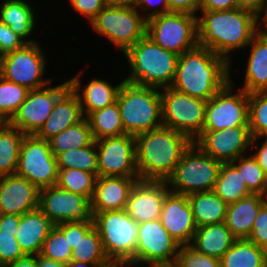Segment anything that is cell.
<instances>
[{
	"label": "cell",
	"instance_id": "cell-14",
	"mask_svg": "<svg viewBox=\"0 0 267 267\" xmlns=\"http://www.w3.org/2000/svg\"><path fill=\"white\" fill-rule=\"evenodd\" d=\"M52 83L41 89L29 90L25 101L7 123L25 135H35L50 116L57 99L69 88L67 78L61 84L59 81V85Z\"/></svg>",
	"mask_w": 267,
	"mask_h": 267
},
{
	"label": "cell",
	"instance_id": "cell-21",
	"mask_svg": "<svg viewBox=\"0 0 267 267\" xmlns=\"http://www.w3.org/2000/svg\"><path fill=\"white\" fill-rule=\"evenodd\" d=\"M39 189L17 174L0 177V214H16L38 208Z\"/></svg>",
	"mask_w": 267,
	"mask_h": 267
},
{
	"label": "cell",
	"instance_id": "cell-31",
	"mask_svg": "<svg viewBox=\"0 0 267 267\" xmlns=\"http://www.w3.org/2000/svg\"><path fill=\"white\" fill-rule=\"evenodd\" d=\"M197 228L225 222L227 204L213 191L188 195Z\"/></svg>",
	"mask_w": 267,
	"mask_h": 267
},
{
	"label": "cell",
	"instance_id": "cell-32",
	"mask_svg": "<svg viewBox=\"0 0 267 267\" xmlns=\"http://www.w3.org/2000/svg\"><path fill=\"white\" fill-rule=\"evenodd\" d=\"M267 250L248 239H236L220 259V267H265Z\"/></svg>",
	"mask_w": 267,
	"mask_h": 267
},
{
	"label": "cell",
	"instance_id": "cell-59",
	"mask_svg": "<svg viewBox=\"0 0 267 267\" xmlns=\"http://www.w3.org/2000/svg\"><path fill=\"white\" fill-rule=\"evenodd\" d=\"M263 205L267 208V183L264 186L263 192L261 193Z\"/></svg>",
	"mask_w": 267,
	"mask_h": 267
},
{
	"label": "cell",
	"instance_id": "cell-28",
	"mask_svg": "<svg viewBox=\"0 0 267 267\" xmlns=\"http://www.w3.org/2000/svg\"><path fill=\"white\" fill-rule=\"evenodd\" d=\"M262 205L261 194H250L227 206L225 224L236 239H248Z\"/></svg>",
	"mask_w": 267,
	"mask_h": 267
},
{
	"label": "cell",
	"instance_id": "cell-38",
	"mask_svg": "<svg viewBox=\"0 0 267 267\" xmlns=\"http://www.w3.org/2000/svg\"><path fill=\"white\" fill-rule=\"evenodd\" d=\"M58 169H79L98 177L97 148L95 140L88 146L68 149L56 156Z\"/></svg>",
	"mask_w": 267,
	"mask_h": 267
},
{
	"label": "cell",
	"instance_id": "cell-39",
	"mask_svg": "<svg viewBox=\"0 0 267 267\" xmlns=\"http://www.w3.org/2000/svg\"><path fill=\"white\" fill-rule=\"evenodd\" d=\"M57 185L65 190L92 199L97 177L87 171L79 169H58Z\"/></svg>",
	"mask_w": 267,
	"mask_h": 267
},
{
	"label": "cell",
	"instance_id": "cell-11",
	"mask_svg": "<svg viewBox=\"0 0 267 267\" xmlns=\"http://www.w3.org/2000/svg\"><path fill=\"white\" fill-rule=\"evenodd\" d=\"M163 126L186 135L192 142L201 134L207 101L171 87L160 90Z\"/></svg>",
	"mask_w": 267,
	"mask_h": 267
},
{
	"label": "cell",
	"instance_id": "cell-34",
	"mask_svg": "<svg viewBox=\"0 0 267 267\" xmlns=\"http://www.w3.org/2000/svg\"><path fill=\"white\" fill-rule=\"evenodd\" d=\"M227 205L249 196L251 193L245 185L241 172L232 163H222L212 190Z\"/></svg>",
	"mask_w": 267,
	"mask_h": 267
},
{
	"label": "cell",
	"instance_id": "cell-41",
	"mask_svg": "<svg viewBox=\"0 0 267 267\" xmlns=\"http://www.w3.org/2000/svg\"><path fill=\"white\" fill-rule=\"evenodd\" d=\"M232 164L241 172L246 188L251 194H261L263 192L267 183V174L251 153L240 156Z\"/></svg>",
	"mask_w": 267,
	"mask_h": 267
},
{
	"label": "cell",
	"instance_id": "cell-25",
	"mask_svg": "<svg viewBox=\"0 0 267 267\" xmlns=\"http://www.w3.org/2000/svg\"><path fill=\"white\" fill-rule=\"evenodd\" d=\"M249 51L243 70V84L237 86L245 92H267V35L257 33L246 47Z\"/></svg>",
	"mask_w": 267,
	"mask_h": 267
},
{
	"label": "cell",
	"instance_id": "cell-44",
	"mask_svg": "<svg viewBox=\"0 0 267 267\" xmlns=\"http://www.w3.org/2000/svg\"><path fill=\"white\" fill-rule=\"evenodd\" d=\"M179 267H220V260L198 252L190 245H180L175 262Z\"/></svg>",
	"mask_w": 267,
	"mask_h": 267
},
{
	"label": "cell",
	"instance_id": "cell-49",
	"mask_svg": "<svg viewBox=\"0 0 267 267\" xmlns=\"http://www.w3.org/2000/svg\"><path fill=\"white\" fill-rule=\"evenodd\" d=\"M250 153L256 159L263 171L267 174V138L252 137Z\"/></svg>",
	"mask_w": 267,
	"mask_h": 267
},
{
	"label": "cell",
	"instance_id": "cell-58",
	"mask_svg": "<svg viewBox=\"0 0 267 267\" xmlns=\"http://www.w3.org/2000/svg\"><path fill=\"white\" fill-rule=\"evenodd\" d=\"M65 267H97L95 264H88L79 261H70L65 264Z\"/></svg>",
	"mask_w": 267,
	"mask_h": 267
},
{
	"label": "cell",
	"instance_id": "cell-20",
	"mask_svg": "<svg viewBox=\"0 0 267 267\" xmlns=\"http://www.w3.org/2000/svg\"><path fill=\"white\" fill-rule=\"evenodd\" d=\"M160 220L180 245L191 243L197 227L186 195L169 190L162 204Z\"/></svg>",
	"mask_w": 267,
	"mask_h": 267
},
{
	"label": "cell",
	"instance_id": "cell-52",
	"mask_svg": "<svg viewBox=\"0 0 267 267\" xmlns=\"http://www.w3.org/2000/svg\"><path fill=\"white\" fill-rule=\"evenodd\" d=\"M238 8V0H200L199 11H223Z\"/></svg>",
	"mask_w": 267,
	"mask_h": 267
},
{
	"label": "cell",
	"instance_id": "cell-19",
	"mask_svg": "<svg viewBox=\"0 0 267 267\" xmlns=\"http://www.w3.org/2000/svg\"><path fill=\"white\" fill-rule=\"evenodd\" d=\"M168 191L166 181L138 180L130 191L125 209L138 224L160 219Z\"/></svg>",
	"mask_w": 267,
	"mask_h": 267
},
{
	"label": "cell",
	"instance_id": "cell-37",
	"mask_svg": "<svg viewBox=\"0 0 267 267\" xmlns=\"http://www.w3.org/2000/svg\"><path fill=\"white\" fill-rule=\"evenodd\" d=\"M50 149L56 157L68 149H78L90 145L94 139L86 118L53 136L49 140Z\"/></svg>",
	"mask_w": 267,
	"mask_h": 267
},
{
	"label": "cell",
	"instance_id": "cell-45",
	"mask_svg": "<svg viewBox=\"0 0 267 267\" xmlns=\"http://www.w3.org/2000/svg\"><path fill=\"white\" fill-rule=\"evenodd\" d=\"M27 43L18 36L10 26L6 25L0 20V57L21 49Z\"/></svg>",
	"mask_w": 267,
	"mask_h": 267
},
{
	"label": "cell",
	"instance_id": "cell-16",
	"mask_svg": "<svg viewBox=\"0 0 267 267\" xmlns=\"http://www.w3.org/2000/svg\"><path fill=\"white\" fill-rule=\"evenodd\" d=\"M98 176L139 178L136 166L135 137L125 134L95 141Z\"/></svg>",
	"mask_w": 267,
	"mask_h": 267
},
{
	"label": "cell",
	"instance_id": "cell-15",
	"mask_svg": "<svg viewBox=\"0 0 267 267\" xmlns=\"http://www.w3.org/2000/svg\"><path fill=\"white\" fill-rule=\"evenodd\" d=\"M179 247L160 219L142 222L138 224L135 267L175 263Z\"/></svg>",
	"mask_w": 267,
	"mask_h": 267
},
{
	"label": "cell",
	"instance_id": "cell-33",
	"mask_svg": "<svg viewBox=\"0 0 267 267\" xmlns=\"http://www.w3.org/2000/svg\"><path fill=\"white\" fill-rule=\"evenodd\" d=\"M86 119L89 122L95 141L105 137H119L126 134L117 101L102 109L91 112Z\"/></svg>",
	"mask_w": 267,
	"mask_h": 267
},
{
	"label": "cell",
	"instance_id": "cell-55",
	"mask_svg": "<svg viewBox=\"0 0 267 267\" xmlns=\"http://www.w3.org/2000/svg\"><path fill=\"white\" fill-rule=\"evenodd\" d=\"M36 263L37 267H65L64 263L45 258L40 254L36 255Z\"/></svg>",
	"mask_w": 267,
	"mask_h": 267
},
{
	"label": "cell",
	"instance_id": "cell-9",
	"mask_svg": "<svg viewBox=\"0 0 267 267\" xmlns=\"http://www.w3.org/2000/svg\"><path fill=\"white\" fill-rule=\"evenodd\" d=\"M146 36L177 55L198 46L197 15L168 12L146 22Z\"/></svg>",
	"mask_w": 267,
	"mask_h": 267
},
{
	"label": "cell",
	"instance_id": "cell-13",
	"mask_svg": "<svg viewBox=\"0 0 267 267\" xmlns=\"http://www.w3.org/2000/svg\"><path fill=\"white\" fill-rule=\"evenodd\" d=\"M58 165L49 141L35 135H25L21 145L15 174L26 178L38 189L56 185Z\"/></svg>",
	"mask_w": 267,
	"mask_h": 267
},
{
	"label": "cell",
	"instance_id": "cell-30",
	"mask_svg": "<svg viewBox=\"0 0 267 267\" xmlns=\"http://www.w3.org/2000/svg\"><path fill=\"white\" fill-rule=\"evenodd\" d=\"M71 261L95 264L97 267L111 264L92 218L80 221V239L72 250Z\"/></svg>",
	"mask_w": 267,
	"mask_h": 267
},
{
	"label": "cell",
	"instance_id": "cell-5",
	"mask_svg": "<svg viewBox=\"0 0 267 267\" xmlns=\"http://www.w3.org/2000/svg\"><path fill=\"white\" fill-rule=\"evenodd\" d=\"M92 219L109 261L120 267H135L138 223L126 209L95 213Z\"/></svg>",
	"mask_w": 267,
	"mask_h": 267
},
{
	"label": "cell",
	"instance_id": "cell-4",
	"mask_svg": "<svg viewBox=\"0 0 267 267\" xmlns=\"http://www.w3.org/2000/svg\"><path fill=\"white\" fill-rule=\"evenodd\" d=\"M124 56L130 70L123 78L125 82L159 90L171 87L179 55L162 48L145 35Z\"/></svg>",
	"mask_w": 267,
	"mask_h": 267
},
{
	"label": "cell",
	"instance_id": "cell-22",
	"mask_svg": "<svg viewBox=\"0 0 267 267\" xmlns=\"http://www.w3.org/2000/svg\"><path fill=\"white\" fill-rule=\"evenodd\" d=\"M83 68L76 76L67 78L70 89L78 96L82 112L86 118L91 112L102 109L116 102L118 91L124 80L112 84L109 80L94 77L86 84L82 83Z\"/></svg>",
	"mask_w": 267,
	"mask_h": 267
},
{
	"label": "cell",
	"instance_id": "cell-6",
	"mask_svg": "<svg viewBox=\"0 0 267 267\" xmlns=\"http://www.w3.org/2000/svg\"><path fill=\"white\" fill-rule=\"evenodd\" d=\"M116 101L126 134L135 137L163 126L159 89L123 81Z\"/></svg>",
	"mask_w": 267,
	"mask_h": 267
},
{
	"label": "cell",
	"instance_id": "cell-24",
	"mask_svg": "<svg viewBox=\"0 0 267 267\" xmlns=\"http://www.w3.org/2000/svg\"><path fill=\"white\" fill-rule=\"evenodd\" d=\"M84 118L78 96L69 87L57 99L50 116L35 136L48 141L53 136L77 124Z\"/></svg>",
	"mask_w": 267,
	"mask_h": 267
},
{
	"label": "cell",
	"instance_id": "cell-8",
	"mask_svg": "<svg viewBox=\"0 0 267 267\" xmlns=\"http://www.w3.org/2000/svg\"><path fill=\"white\" fill-rule=\"evenodd\" d=\"M147 20L136 7L105 6L89 23L94 33L124 54L146 35Z\"/></svg>",
	"mask_w": 267,
	"mask_h": 267
},
{
	"label": "cell",
	"instance_id": "cell-12",
	"mask_svg": "<svg viewBox=\"0 0 267 267\" xmlns=\"http://www.w3.org/2000/svg\"><path fill=\"white\" fill-rule=\"evenodd\" d=\"M232 78L230 75V81L207 101L203 130L249 126L248 93L236 89Z\"/></svg>",
	"mask_w": 267,
	"mask_h": 267
},
{
	"label": "cell",
	"instance_id": "cell-51",
	"mask_svg": "<svg viewBox=\"0 0 267 267\" xmlns=\"http://www.w3.org/2000/svg\"><path fill=\"white\" fill-rule=\"evenodd\" d=\"M55 226L64 234V236H67L69 245L73 250L80 239V221L63 222Z\"/></svg>",
	"mask_w": 267,
	"mask_h": 267
},
{
	"label": "cell",
	"instance_id": "cell-29",
	"mask_svg": "<svg viewBox=\"0 0 267 267\" xmlns=\"http://www.w3.org/2000/svg\"><path fill=\"white\" fill-rule=\"evenodd\" d=\"M235 240L225 222H221L196 228L189 245L200 253L220 260Z\"/></svg>",
	"mask_w": 267,
	"mask_h": 267
},
{
	"label": "cell",
	"instance_id": "cell-36",
	"mask_svg": "<svg viewBox=\"0 0 267 267\" xmlns=\"http://www.w3.org/2000/svg\"><path fill=\"white\" fill-rule=\"evenodd\" d=\"M19 223L20 215L0 214V264L3 267H9L26 256L15 236Z\"/></svg>",
	"mask_w": 267,
	"mask_h": 267
},
{
	"label": "cell",
	"instance_id": "cell-46",
	"mask_svg": "<svg viewBox=\"0 0 267 267\" xmlns=\"http://www.w3.org/2000/svg\"><path fill=\"white\" fill-rule=\"evenodd\" d=\"M248 240L267 250V208L264 205L259 209Z\"/></svg>",
	"mask_w": 267,
	"mask_h": 267
},
{
	"label": "cell",
	"instance_id": "cell-26",
	"mask_svg": "<svg viewBox=\"0 0 267 267\" xmlns=\"http://www.w3.org/2000/svg\"><path fill=\"white\" fill-rule=\"evenodd\" d=\"M34 7L33 2L29 0H3L0 4V20L10 26L27 44L38 42L33 38L39 23V12L35 13Z\"/></svg>",
	"mask_w": 267,
	"mask_h": 267
},
{
	"label": "cell",
	"instance_id": "cell-47",
	"mask_svg": "<svg viewBox=\"0 0 267 267\" xmlns=\"http://www.w3.org/2000/svg\"><path fill=\"white\" fill-rule=\"evenodd\" d=\"M69 6L90 23L106 6L104 0H68Z\"/></svg>",
	"mask_w": 267,
	"mask_h": 267
},
{
	"label": "cell",
	"instance_id": "cell-27",
	"mask_svg": "<svg viewBox=\"0 0 267 267\" xmlns=\"http://www.w3.org/2000/svg\"><path fill=\"white\" fill-rule=\"evenodd\" d=\"M54 227L55 224L37 208L20 216L16 240L26 255H38Z\"/></svg>",
	"mask_w": 267,
	"mask_h": 267
},
{
	"label": "cell",
	"instance_id": "cell-35",
	"mask_svg": "<svg viewBox=\"0 0 267 267\" xmlns=\"http://www.w3.org/2000/svg\"><path fill=\"white\" fill-rule=\"evenodd\" d=\"M25 134L7 122L0 124V177L15 174Z\"/></svg>",
	"mask_w": 267,
	"mask_h": 267
},
{
	"label": "cell",
	"instance_id": "cell-61",
	"mask_svg": "<svg viewBox=\"0 0 267 267\" xmlns=\"http://www.w3.org/2000/svg\"><path fill=\"white\" fill-rule=\"evenodd\" d=\"M103 267H120V266L117 264L111 263L110 265L103 266Z\"/></svg>",
	"mask_w": 267,
	"mask_h": 267
},
{
	"label": "cell",
	"instance_id": "cell-60",
	"mask_svg": "<svg viewBox=\"0 0 267 267\" xmlns=\"http://www.w3.org/2000/svg\"><path fill=\"white\" fill-rule=\"evenodd\" d=\"M148 267H179L176 263L153 264Z\"/></svg>",
	"mask_w": 267,
	"mask_h": 267
},
{
	"label": "cell",
	"instance_id": "cell-17",
	"mask_svg": "<svg viewBox=\"0 0 267 267\" xmlns=\"http://www.w3.org/2000/svg\"><path fill=\"white\" fill-rule=\"evenodd\" d=\"M38 208L55 225L92 218L91 201L57 184L39 189Z\"/></svg>",
	"mask_w": 267,
	"mask_h": 267
},
{
	"label": "cell",
	"instance_id": "cell-3",
	"mask_svg": "<svg viewBox=\"0 0 267 267\" xmlns=\"http://www.w3.org/2000/svg\"><path fill=\"white\" fill-rule=\"evenodd\" d=\"M191 143L186 135L165 126L135 136L139 180L167 181Z\"/></svg>",
	"mask_w": 267,
	"mask_h": 267
},
{
	"label": "cell",
	"instance_id": "cell-42",
	"mask_svg": "<svg viewBox=\"0 0 267 267\" xmlns=\"http://www.w3.org/2000/svg\"><path fill=\"white\" fill-rule=\"evenodd\" d=\"M248 104L252 136L267 138V92L249 93Z\"/></svg>",
	"mask_w": 267,
	"mask_h": 267
},
{
	"label": "cell",
	"instance_id": "cell-18",
	"mask_svg": "<svg viewBox=\"0 0 267 267\" xmlns=\"http://www.w3.org/2000/svg\"><path fill=\"white\" fill-rule=\"evenodd\" d=\"M252 137L249 126H237L216 131L203 130L193 142L216 161L232 163L250 153Z\"/></svg>",
	"mask_w": 267,
	"mask_h": 267
},
{
	"label": "cell",
	"instance_id": "cell-48",
	"mask_svg": "<svg viewBox=\"0 0 267 267\" xmlns=\"http://www.w3.org/2000/svg\"><path fill=\"white\" fill-rule=\"evenodd\" d=\"M136 9L146 20L170 12L167 0H138Z\"/></svg>",
	"mask_w": 267,
	"mask_h": 267
},
{
	"label": "cell",
	"instance_id": "cell-53",
	"mask_svg": "<svg viewBox=\"0 0 267 267\" xmlns=\"http://www.w3.org/2000/svg\"><path fill=\"white\" fill-rule=\"evenodd\" d=\"M266 0H238V8L252 12L258 16L264 9Z\"/></svg>",
	"mask_w": 267,
	"mask_h": 267
},
{
	"label": "cell",
	"instance_id": "cell-43",
	"mask_svg": "<svg viewBox=\"0 0 267 267\" xmlns=\"http://www.w3.org/2000/svg\"><path fill=\"white\" fill-rule=\"evenodd\" d=\"M40 255L64 264L71 261L72 249L67 236H64L56 226L45 239Z\"/></svg>",
	"mask_w": 267,
	"mask_h": 267
},
{
	"label": "cell",
	"instance_id": "cell-2",
	"mask_svg": "<svg viewBox=\"0 0 267 267\" xmlns=\"http://www.w3.org/2000/svg\"><path fill=\"white\" fill-rule=\"evenodd\" d=\"M230 75L224 57L198 45L178 56L171 88L208 101L230 81Z\"/></svg>",
	"mask_w": 267,
	"mask_h": 267
},
{
	"label": "cell",
	"instance_id": "cell-7",
	"mask_svg": "<svg viewBox=\"0 0 267 267\" xmlns=\"http://www.w3.org/2000/svg\"><path fill=\"white\" fill-rule=\"evenodd\" d=\"M221 164L192 142L183 152L173 174L167 179L168 188L186 196L212 191Z\"/></svg>",
	"mask_w": 267,
	"mask_h": 267
},
{
	"label": "cell",
	"instance_id": "cell-40",
	"mask_svg": "<svg viewBox=\"0 0 267 267\" xmlns=\"http://www.w3.org/2000/svg\"><path fill=\"white\" fill-rule=\"evenodd\" d=\"M29 90L0 75V121L8 122L25 101Z\"/></svg>",
	"mask_w": 267,
	"mask_h": 267
},
{
	"label": "cell",
	"instance_id": "cell-10",
	"mask_svg": "<svg viewBox=\"0 0 267 267\" xmlns=\"http://www.w3.org/2000/svg\"><path fill=\"white\" fill-rule=\"evenodd\" d=\"M41 42L26 44L21 49L0 57V75L7 81L37 90L48 86L53 78H45L47 58Z\"/></svg>",
	"mask_w": 267,
	"mask_h": 267
},
{
	"label": "cell",
	"instance_id": "cell-54",
	"mask_svg": "<svg viewBox=\"0 0 267 267\" xmlns=\"http://www.w3.org/2000/svg\"><path fill=\"white\" fill-rule=\"evenodd\" d=\"M9 267H37L36 255H26L15 261Z\"/></svg>",
	"mask_w": 267,
	"mask_h": 267
},
{
	"label": "cell",
	"instance_id": "cell-57",
	"mask_svg": "<svg viewBox=\"0 0 267 267\" xmlns=\"http://www.w3.org/2000/svg\"><path fill=\"white\" fill-rule=\"evenodd\" d=\"M107 6L113 7H136L138 0H104Z\"/></svg>",
	"mask_w": 267,
	"mask_h": 267
},
{
	"label": "cell",
	"instance_id": "cell-56",
	"mask_svg": "<svg viewBox=\"0 0 267 267\" xmlns=\"http://www.w3.org/2000/svg\"><path fill=\"white\" fill-rule=\"evenodd\" d=\"M258 32L267 35V0L263 11L257 16Z\"/></svg>",
	"mask_w": 267,
	"mask_h": 267
},
{
	"label": "cell",
	"instance_id": "cell-1",
	"mask_svg": "<svg viewBox=\"0 0 267 267\" xmlns=\"http://www.w3.org/2000/svg\"><path fill=\"white\" fill-rule=\"evenodd\" d=\"M197 28L198 45L224 57L230 63V72L233 75V54L243 51L250 44L258 33V21L255 14L240 8L199 11Z\"/></svg>",
	"mask_w": 267,
	"mask_h": 267
},
{
	"label": "cell",
	"instance_id": "cell-23",
	"mask_svg": "<svg viewBox=\"0 0 267 267\" xmlns=\"http://www.w3.org/2000/svg\"><path fill=\"white\" fill-rule=\"evenodd\" d=\"M139 178L124 176L97 177L91 199V213L125 209L132 187Z\"/></svg>",
	"mask_w": 267,
	"mask_h": 267
},
{
	"label": "cell",
	"instance_id": "cell-50",
	"mask_svg": "<svg viewBox=\"0 0 267 267\" xmlns=\"http://www.w3.org/2000/svg\"><path fill=\"white\" fill-rule=\"evenodd\" d=\"M170 12H181L197 15L200 8V0H167Z\"/></svg>",
	"mask_w": 267,
	"mask_h": 267
}]
</instances>
